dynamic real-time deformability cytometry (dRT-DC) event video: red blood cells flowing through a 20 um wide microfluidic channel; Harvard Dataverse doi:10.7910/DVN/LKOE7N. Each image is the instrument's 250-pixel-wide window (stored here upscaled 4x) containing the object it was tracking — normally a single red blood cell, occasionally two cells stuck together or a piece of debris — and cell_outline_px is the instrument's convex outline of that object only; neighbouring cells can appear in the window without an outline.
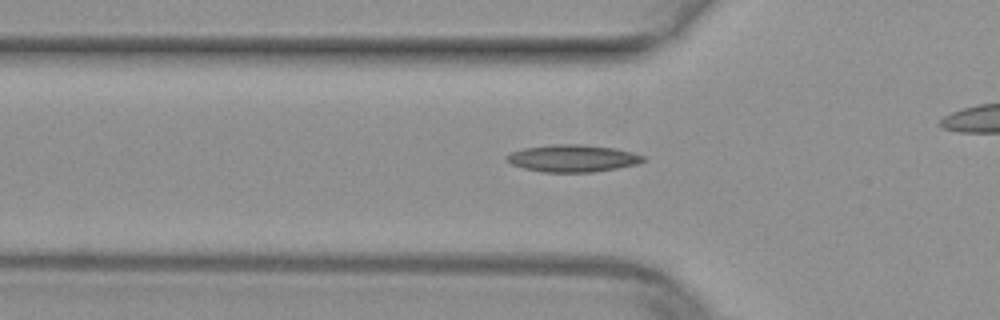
{"species": "common noctule bat (a hibernating species)", "species_latin": "Nyctalus noctula", "temperature_condition": "warm", "stored_images_in_passage": 31, "camera_frame_rate_fps": 3000, "um_per_image_px": 0.085, "animal": {"sex": "female", "body_mass_g": 29.2, "forearm_length_mm": 56.3}, "frame": {"image": 1, "passage_image": 7, "time_ms": 2.0, "image_size_px": [1000, 320], "cell_outline_px": [[648, 160], [636, 164], [616, 168], [592, 172], [544, 172], [524, 168], [512, 164], [504, 160], [504, 156], [512, 152], [524, 148], [552, 144], [580, 144], [616, 148], [632, 152], [644, 156]], "centroid_in_image_um": [48.67, 13.45], "position_along_channel_um": 77.1, "area_um2": 21.68}}
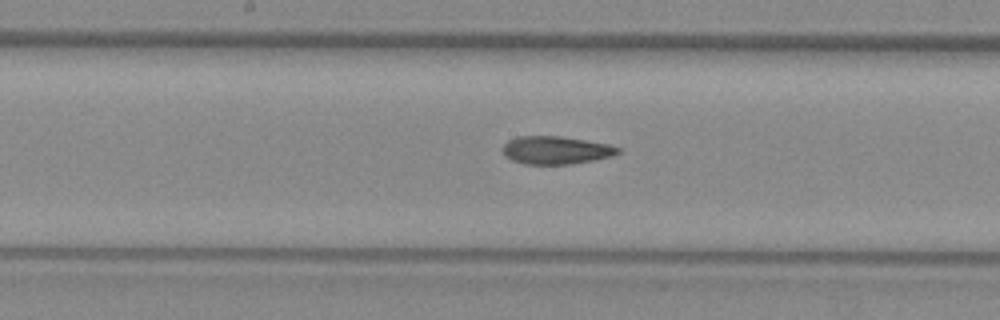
{"frame": {"image": 2, "passage_image": 16, "time_ms": 5.0, "image_size_px": [1000, 320], "cell_outline_px": [[620, 152], [612, 156], [572, 164], [524, 164], [512, 160], [504, 156], [504, 144], [508, 140], [516, 136], [560, 136], [608, 144], [620, 148]], "centroid_in_image_um": [47.23, 12.76], "position_along_channel_um": 201.0, "area_um2": 18.67}}
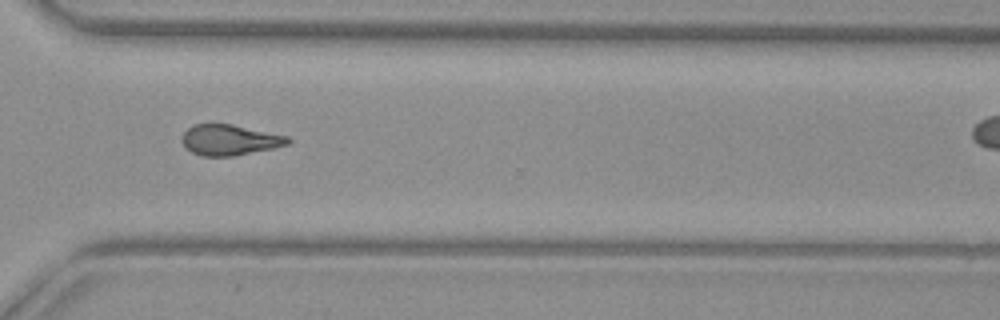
{"frame": {"image": 3, "passage_image": 27, "time_ms": 8.667, "image_size_px": [1000, 320], "cell_outline_px": [[292, 140], [288, 144], [272, 148], [232, 156], [200, 156], [184, 148], [180, 140], [184, 132], [192, 124], [232, 124], [288, 136]], "centroid_in_image_um": [19.47, 11.89], "position_along_channel_um": 351.1, "area_um2": 18.96}}